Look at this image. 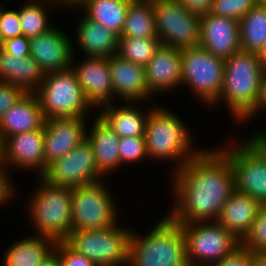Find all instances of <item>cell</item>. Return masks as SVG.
<instances>
[{"mask_svg": "<svg viewBox=\"0 0 266 266\" xmlns=\"http://www.w3.org/2000/svg\"><path fill=\"white\" fill-rule=\"evenodd\" d=\"M224 67V59L201 46L184 49L181 54V86L187 85L204 105L212 107L223 87Z\"/></svg>", "mask_w": 266, "mask_h": 266, "instance_id": "9c48e42d", "label": "cell"}, {"mask_svg": "<svg viewBox=\"0 0 266 266\" xmlns=\"http://www.w3.org/2000/svg\"><path fill=\"white\" fill-rule=\"evenodd\" d=\"M37 190L28 201L29 219L36 235L55 242L65 241L72 232V187L48 183L39 178ZM37 231V232H36Z\"/></svg>", "mask_w": 266, "mask_h": 266, "instance_id": "5b68a950", "label": "cell"}, {"mask_svg": "<svg viewBox=\"0 0 266 266\" xmlns=\"http://www.w3.org/2000/svg\"><path fill=\"white\" fill-rule=\"evenodd\" d=\"M257 55H258L259 59L261 60L262 64L266 67V42L260 48Z\"/></svg>", "mask_w": 266, "mask_h": 266, "instance_id": "c3c4849f", "label": "cell"}, {"mask_svg": "<svg viewBox=\"0 0 266 266\" xmlns=\"http://www.w3.org/2000/svg\"><path fill=\"white\" fill-rule=\"evenodd\" d=\"M37 266H59V260L56 251L54 250L46 259L40 262Z\"/></svg>", "mask_w": 266, "mask_h": 266, "instance_id": "bcb514c9", "label": "cell"}, {"mask_svg": "<svg viewBox=\"0 0 266 266\" xmlns=\"http://www.w3.org/2000/svg\"><path fill=\"white\" fill-rule=\"evenodd\" d=\"M160 45L159 38L119 37L117 54L125 60L145 67Z\"/></svg>", "mask_w": 266, "mask_h": 266, "instance_id": "1f68e13d", "label": "cell"}, {"mask_svg": "<svg viewBox=\"0 0 266 266\" xmlns=\"http://www.w3.org/2000/svg\"><path fill=\"white\" fill-rule=\"evenodd\" d=\"M131 1L84 0L76 9L82 8L87 19L111 29L120 36L126 20L127 7Z\"/></svg>", "mask_w": 266, "mask_h": 266, "instance_id": "83f0119b", "label": "cell"}, {"mask_svg": "<svg viewBox=\"0 0 266 266\" xmlns=\"http://www.w3.org/2000/svg\"><path fill=\"white\" fill-rule=\"evenodd\" d=\"M103 181L73 188L72 231L99 230L117 225L119 218L114 194Z\"/></svg>", "mask_w": 266, "mask_h": 266, "instance_id": "ba28073f", "label": "cell"}, {"mask_svg": "<svg viewBox=\"0 0 266 266\" xmlns=\"http://www.w3.org/2000/svg\"><path fill=\"white\" fill-rule=\"evenodd\" d=\"M219 149L231 162L235 189L266 205V156L249 139Z\"/></svg>", "mask_w": 266, "mask_h": 266, "instance_id": "7c38bea8", "label": "cell"}, {"mask_svg": "<svg viewBox=\"0 0 266 266\" xmlns=\"http://www.w3.org/2000/svg\"><path fill=\"white\" fill-rule=\"evenodd\" d=\"M96 117L90 132L86 131V139L92 145L97 169L103 176H106L121 166L120 137L99 115Z\"/></svg>", "mask_w": 266, "mask_h": 266, "instance_id": "7402d4cb", "label": "cell"}, {"mask_svg": "<svg viewBox=\"0 0 266 266\" xmlns=\"http://www.w3.org/2000/svg\"><path fill=\"white\" fill-rule=\"evenodd\" d=\"M1 165L37 170L41 177L45 173L43 127L7 137L1 143Z\"/></svg>", "mask_w": 266, "mask_h": 266, "instance_id": "9a60e30c", "label": "cell"}, {"mask_svg": "<svg viewBox=\"0 0 266 266\" xmlns=\"http://www.w3.org/2000/svg\"><path fill=\"white\" fill-rule=\"evenodd\" d=\"M250 261L251 251L240 245L231 254L209 266H250Z\"/></svg>", "mask_w": 266, "mask_h": 266, "instance_id": "ab89813d", "label": "cell"}, {"mask_svg": "<svg viewBox=\"0 0 266 266\" xmlns=\"http://www.w3.org/2000/svg\"><path fill=\"white\" fill-rule=\"evenodd\" d=\"M256 3L266 7V0H256Z\"/></svg>", "mask_w": 266, "mask_h": 266, "instance_id": "681fc988", "label": "cell"}, {"mask_svg": "<svg viewBox=\"0 0 266 266\" xmlns=\"http://www.w3.org/2000/svg\"><path fill=\"white\" fill-rule=\"evenodd\" d=\"M182 50L160 45L145 66V79L150 95L167 93L181 86Z\"/></svg>", "mask_w": 266, "mask_h": 266, "instance_id": "ffe728a7", "label": "cell"}, {"mask_svg": "<svg viewBox=\"0 0 266 266\" xmlns=\"http://www.w3.org/2000/svg\"><path fill=\"white\" fill-rule=\"evenodd\" d=\"M256 4V0H213L210 13L239 21Z\"/></svg>", "mask_w": 266, "mask_h": 266, "instance_id": "836d02e7", "label": "cell"}, {"mask_svg": "<svg viewBox=\"0 0 266 266\" xmlns=\"http://www.w3.org/2000/svg\"><path fill=\"white\" fill-rule=\"evenodd\" d=\"M134 104V105H133ZM137 102H125L122 106L106 104L102 107L98 115L107 123V125L120 137H144L145 125L150 110H142L135 105ZM103 109V110H102Z\"/></svg>", "mask_w": 266, "mask_h": 266, "instance_id": "d4e9b609", "label": "cell"}, {"mask_svg": "<svg viewBox=\"0 0 266 266\" xmlns=\"http://www.w3.org/2000/svg\"><path fill=\"white\" fill-rule=\"evenodd\" d=\"M30 56L45 73L70 68L74 55V44L67 33L57 27L29 38Z\"/></svg>", "mask_w": 266, "mask_h": 266, "instance_id": "e0dca14e", "label": "cell"}, {"mask_svg": "<svg viewBox=\"0 0 266 266\" xmlns=\"http://www.w3.org/2000/svg\"><path fill=\"white\" fill-rule=\"evenodd\" d=\"M1 50L14 58L30 56V40L23 35L3 41Z\"/></svg>", "mask_w": 266, "mask_h": 266, "instance_id": "f35d334b", "label": "cell"}, {"mask_svg": "<svg viewBox=\"0 0 266 266\" xmlns=\"http://www.w3.org/2000/svg\"><path fill=\"white\" fill-rule=\"evenodd\" d=\"M248 139L266 156V131L252 133Z\"/></svg>", "mask_w": 266, "mask_h": 266, "instance_id": "ee69618b", "label": "cell"}, {"mask_svg": "<svg viewBox=\"0 0 266 266\" xmlns=\"http://www.w3.org/2000/svg\"><path fill=\"white\" fill-rule=\"evenodd\" d=\"M116 266H130V264H122V265H116Z\"/></svg>", "mask_w": 266, "mask_h": 266, "instance_id": "f5cc1de1", "label": "cell"}, {"mask_svg": "<svg viewBox=\"0 0 266 266\" xmlns=\"http://www.w3.org/2000/svg\"><path fill=\"white\" fill-rule=\"evenodd\" d=\"M118 225L99 230L72 231L65 242L96 266L129 264L132 230Z\"/></svg>", "mask_w": 266, "mask_h": 266, "instance_id": "52a82bcc", "label": "cell"}, {"mask_svg": "<svg viewBox=\"0 0 266 266\" xmlns=\"http://www.w3.org/2000/svg\"><path fill=\"white\" fill-rule=\"evenodd\" d=\"M75 30L76 44L83 52V56L109 58L117 54L119 35L111 29L82 15Z\"/></svg>", "mask_w": 266, "mask_h": 266, "instance_id": "cb8c5ba5", "label": "cell"}, {"mask_svg": "<svg viewBox=\"0 0 266 266\" xmlns=\"http://www.w3.org/2000/svg\"><path fill=\"white\" fill-rule=\"evenodd\" d=\"M75 49L70 65L84 96L93 108L113 103L114 94L108 58L86 56L83 62H75Z\"/></svg>", "mask_w": 266, "mask_h": 266, "instance_id": "5bb4252c", "label": "cell"}, {"mask_svg": "<svg viewBox=\"0 0 266 266\" xmlns=\"http://www.w3.org/2000/svg\"><path fill=\"white\" fill-rule=\"evenodd\" d=\"M55 243L35 234L18 240L4 252L2 266H37L54 251Z\"/></svg>", "mask_w": 266, "mask_h": 266, "instance_id": "4316f807", "label": "cell"}, {"mask_svg": "<svg viewBox=\"0 0 266 266\" xmlns=\"http://www.w3.org/2000/svg\"><path fill=\"white\" fill-rule=\"evenodd\" d=\"M193 14L203 16L211 12L213 0H176Z\"/></svg>", "mask_w": 266, "mask_h": 266, "instance_id": "b9f144b4", "label": "cell"}, {"mask_svg": "<svg viewBox=\"0 0 266 266\" xmlns=\"http://www.w3.org/2000/svg\"><path fill=\"white\" fill-rule=\"evenodd\" d=\"M45 118L35 93H25L0 120V142L7 137L29 131L40 130Z\"/></svg>", "mask_w": 266, "mask_h": 266, "instance_id": "44dd1931", "label": "cell"}, {"mask_svg": "<svg viewBox=\"0 0 266 266\" xmlns=\"http://www.w3.org/2000/svg\"><path fill=\"white\" fill-rule=\"evenodd\" d=\"M9 170H6L2 165H0V206L8 204L13 197L15 188L12 186L14 183L11 181Z\"/></svg>", "mask_w": 266, "mask_h": 266, "instance_id": "60d3db41", "label": "cell"}, {"mask_svg": "<svg viewBox=\"0 0 266 266\" xmlns=\"http://www.w3.org/2000/svg\"><path fill=\"white\" fill-rule=\"evenodd\" d=\"M265 69L257 53L240 50L230 56L225 60L220 96L212 106L223 100L233 120L243 123L256 108Z\"/></svg>", "mask_w": 266, "mask_h": 266, "instance_id": "7a4b0ae2", "label": "cell"}, {"mask_svg": "<svg viewBox=\"0 0 266 266\" xmlns=\"http://www.w3.org/2000/svg\"><path fill=\"white\" fill-rule=\"evenodd\" d=\"M199 46L221 59L240 51L239 21L211 13L200 16Z\"/></svg>", "mask_w": 266, "mask_h": 266, "instance_id": "ac0fdd59", "label": "cell"}, {"mask_svg": "<svg viewBox=\"0 0 266 266\" xmlns=\"http://www.w3.org/2000/svg\"><path fill=\"white\" fill-rule=\"evenodd\" d=\"M240 49L258 53L266 42V7L256 4L239 20Z\"/></svg>", "mask_w": 266, "mask_h": 266, "instance_id": "f546056e", "label": "cell"}, {"mask_svg": "<svg viewBox=\"0 0 266 266\" xmlns=\"http://www.w3.org/2000/svg\"><path fill=\"white\" fill-rule=\"evenodd\" d=\"M167 108L155 107L145 125V145L148 157L176 162L175 171L185 165L201 150L192 145L193 136L181 119ZM193 146V147H192ZM178 161V162H177ZM178 163V164H177Z\"/></svg>", "mask_w": 266, "mask_h": 266, "instance_id": "3957f363", "label": "cell"}, {"mask_svg": "<svg viewBox=\"0 0 266 266\" xmlns=\"http://www.w3.org/2000/svg\"><path fill=\"white\" fill-rule=\"evenodd\" d=\"M61 7L64 5L65 7H68L71 9H75L78 5H80L84 0H57ZM67 5V6H66Z\"/></svg>", "mask_w": 266, "mask_h": 266, "instance_id": "7dc6e473", "label": "cell"}, {"mask_svg": "<svg viewBox=\"0 0 266 266\" xmlns=\"http://www.w3.org/2000/svg\"><path fill=\"white\" fill-rule=\"evenodd\" d=\"M34 93L45 120L85 117L94 109L71 68L45 73L41 86Z\"/></svg>", "mask_w": 266, "mask_h": 266, "instance_id": "8992f818", "label": "cell"}, {"mask_svg": "<svg viewBox=\"0 0 266 266\" xmlns=\"http://www.w3.org/2000/svg\"><path fill=\"white\" fill-rule=\"evenodd\" d=\"M0 165H1V142H0Z\"/></svg>", "mask_w": 266, "mask_h": 266, "instance_id": "816d5d0a", "label": "cell"}, {"mask_svg": "<svg viewBox=\"0 0 266 266\" xmlns=\"http://www.w3.org/2000/svg\"><path fill=\"white\" fill-rule=\"evenodd\" d=\"M119 156L121 166L149 159L144 137L120 138Z\"/></svg>", "mask_w": 266, "mask_h": 266, "instance_id": "e575fe53", "label": "cell"}, {"mask_svg": "<svg viewBox=\"0 0 266 266\" xmlns=\"http://www.w3.org/2000/svg\"><path fill=\"white\" fill-rule=\"evenodd\" d=\"M2 43H3V40H2V38H1V33H0V49H1V47H2Z\"/></svg>", "mask_w": 266, "mask_h": 266, "instance_id": "f907efd6", "label": "cell"}, {"mask_svg": "<svg viewBox=\"0 0 266 266\" xmlns=\"http://www.w3.org/2000/svg\"><path fill=\"white\" fill-rule=\"evenodd\" d=\"M154 226L146 235L132 230L130 266H190L181 225L166 216Z\"/></svg>", "mask_w": 266, "mask_h": 266, "instance_id": "277c9868", "label": "cell"}, {"mask_svg": "<svg viewBox=\"0 0 266 266\" xmlns=\"http://www.w3.org/2000/svg\"><path fill=\"white\" fill-rule=\"evenodd\" d=\"M26 92L7 82L0 81V120L3 114L10 109Z\"/></svg>", "mask_w": 266, "mask_h": 266, "instance_id": "74e56055", "label": "cell"}, {"mask_svg": "<svg viewBox=\"0 0 266 266\" xmlns=\"http://www.w3.org/2000/svg\"><path fill=\"white\" fill-rule=\"evenodd\" d=\"M202 150L177 171H172L175 202L167 216L175 223L217 221L235 190L229 158L219 148Z\"/></svg>", "mask_w": 266, "mask_h": 266, "instance_id": "6da1fadb", "label": "cell"}, {"mask_svg": "<svg viewBox=\"0 0 266 266\" xmlns=\"http://www.w3.org/2000/svg\"><path fill=\"white\" fill-rule=\"evenodd\" d=\"M59 4L57 0H30L23 7H20L21 9L18 10V14L22 27V35L31 38L44 34L54 28L48 22L50 20L48 17L50 9L48 7H57V5L61 7Z\"/></svg>", "mask_w": 266, "mask_h": 266, "instance_id": "4dcf8cb0", "label": "cell"}, {"mask_svg": "<svg viewBox=\"0 0 266 266\" xmlns=\"http://www.w3.org/2000/svg\"><path fill=\"white\" fill-rule=\"evenodd\" d=\"M44 72L31 57L14 58L0 49V81L14 84L26 93H34L44 79Z\"/></svg>", "mask_w": 266, "mask_h": 266, "instance_id": "484cf974", "label": "cell"}, {"mask_svg": "<svg viewBox=\"0 0 266 266\" xmlns=\"http://www.w3.org/2000/svg\"><path fill=\"white\" fill-rule=\"evenodd\" d=\"M187 247L190 266H209L231 254L240 246L232 233L217 221H199L180 224Z\"/></svg>", "mask_w": 266, "mask_h": 266, "instance_id": "30bf717a", "label": "cell"}, {"mask_svg": "<svg viewBox=\"0 0 266 266\" xmlns=\"http://www.w3.org/2000/svg\"><path fill=\"white\" fill-rule=\"evenodd\" d=\"M261 206L259 201L235 189L223 206L217 222L241 241Z\"/></svg>", "mask_w": 266, "mask_h": 266, "instance_id": "603a6c76", "label": "cell"}, {"mask_svg": "<svg viewBox=\"0 0 266 266\" xmlns=\"http://www.w3.org/2000/svg\"><path fill=\"white\" fill-rule=\"evenodd\" d=\"M86 117L47 119L43 125L45 171L54 160L65 156L86 140Z\"/></svg>", "mask_w": 266, "mask_h": 266, "instance_id": "2e32d148", "label": "cell"}, {"mask_svg": "<svg viewBox=\"0 0 266 266\" xmlns=\"http://www.w3.org/2000/svg\"><path fill=\"white\" fill-rule=\"evenodd\" d=\"M250 266H266V253H252Z\"/></svg>", "mask_w": 266, "mask_h": 266, "instance_id": "f6af8a7d", "label": "cell"}, {"mask_svg": "<svg viewBox=\"0 0 266 266\" xmlns=\"http://www.w3.org/2000/svg\"><path fill=\"white\" fill-rule=\"evenodd\" d=\"M0 33L3 41L22 35V27L17 10H5L0 6Z\"/></svg>", "mask_w": 266, "mask_h": 266, "instance_id": "d590c367", "label": "cell"}, {"mask_svg": "<svg viewBox=\"0 0 266 266\" xmlns=\"http://www.w3.org/2000/svg\"><path fill=\"white\" fill-rule=\"evenodd\" d=\"M152 4L162 45L179 50L199 46L200 16L176 0H152Z\"/></svg>", "mask_w": 266, "mask_h": 266, "instance_id": "8fae6325", "label": "cell"}, {"mask_svg": "<svg viewBox=\"0 0 266 266\" xmlns=\"http://www.w3.org/2000/svg\"><path fill=\"white\" fill-rule=\"evenodd\" d=\"M119 37L158 38L152 0H132Z\"/></svg>", "mask_w": 266, "mask_h": 266, "instance_id": "f1b7e54d", "label": "cell"}, {"mask_svg": "<svg viewBox=\"0 0 266 266\" xmlns=\"http://www.w3.org/2000/svg\"><path fill=\"white\" fill-rule=\"evenodd\" d=\"M114 99L125 102H147L152 98L145 79V67L121 58L118 54L108 58Z\"/></svg>", "mask_w": 266, "mask_h": 266, "instance_id": "d6986e66", "label": "cell"}, {"mask_svg": "<svg viewBox=\"0 0 266 266\" xmlns=\"http://www.w3.org/2000/svg\"><path fill=\"white\" fill-rule=\"evenodd\" d=\"M262 110H265L266 112V69L261 78L260 94L256 104V108L243 122H247L248 120L252 119L254 116L257 115V113L263 112Z\"/></svg>", "mask_w": 266, "mask_h": 266, "instance_id": "7bdbcfd3", "label": "cell"}, {"mask_svg": "<svg viewBox=\"0 0 266 266\" xmlns=\"http://www.w3.org/2000/svg\"><path fill=\"white\" fill-rule=\"evenodd\" d=\"M240 245L252 253H266V205L258 211L251 228L241 239Z\"/></svg>", "mask_w": 266, "mask_h": 266, "instance_id": "d6a6232c", "label": "cell"}, {"mask_svg": "<svg viewBox=\"0 0 266 266\" xmlns=\"http://www.w3.org/2000/svg\"><path fill=\"white\" fill-rule=\"evenodd\" d=\"M41 177L48 183L72 188L105 180L97 169L92 145L87 139L51 162Z\"/></svg>", "mask_w": 266, "mask_h": 266, "instance_id": "4fadbf2b", "label": "cell"}, {"mask_svg": "<svg viewBox=\"0 0 266 266\" xmlns=\"http://www.w3.org/2000/svg\"><path fill=\"white\" fill-rule=\"evenodd\" d=\"M59 266H96L91 260L77 253L65 241L55 243Z\"/></svg>", "mask_w": 266, "mask_h": 266, "instance_id": "8d00e7d4", "label": "cell"}]
</instances>
